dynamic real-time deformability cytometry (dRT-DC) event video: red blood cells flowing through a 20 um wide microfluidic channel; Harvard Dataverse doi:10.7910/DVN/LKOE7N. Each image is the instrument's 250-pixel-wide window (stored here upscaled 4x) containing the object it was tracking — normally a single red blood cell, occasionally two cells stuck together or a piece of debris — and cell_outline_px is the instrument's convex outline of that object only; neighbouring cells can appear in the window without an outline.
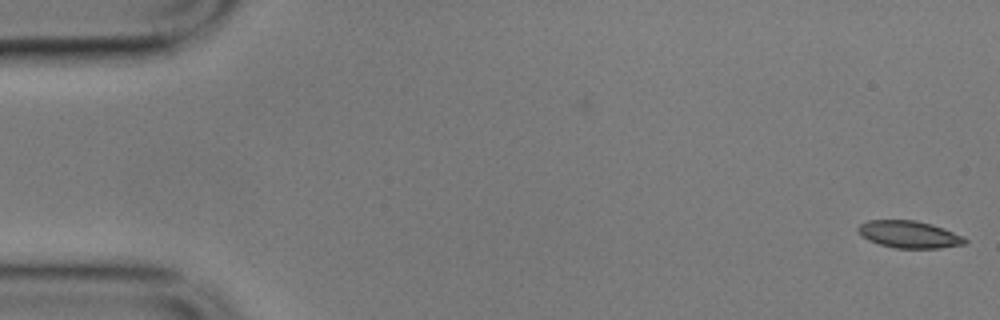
{"species": "common noctule bat (a hibernating species)", "species_latin": "Nyctalus noctula", "temperature_condition": "cold", "stored_images_in_passage": 57, "camera_frame_rate_fps": 3000, "um_per_image_px": 0.085, "animal": {"sex": "male", "body_mass_g": 17.9}, "frame": {"image": 1, "passage_image": 1, "time_ms": 0.0, "image_size_px": [1000, 320], "cell_outline_px": [[968, 240], [964, 244], [940, 248], [896, 248], [880, 244], [868, 240], [860, 236], [856, 228], [860, 224], [868, 220], [916, 220], [932, 224], [944, 228], [964, 236]], "centroid_in_image_um": [77.27, 19.92], "position_along_channel_um": 7.7, "area_um2": 17.05}}
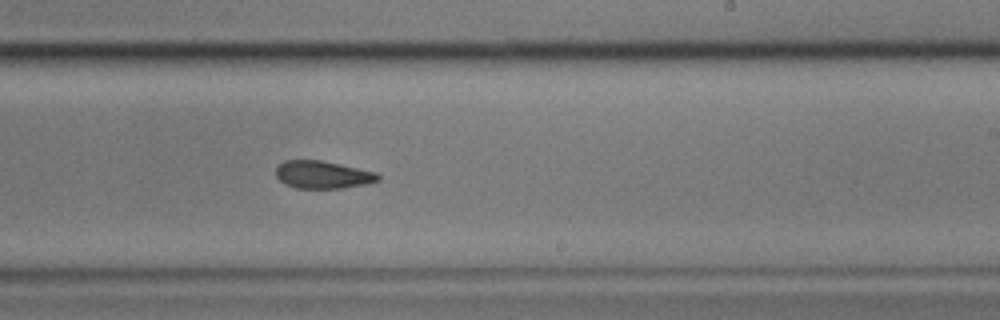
{"frame": {"image": 2, "passage_image": 34, "time_ms": 11.0, "image_size_px": [1000, 320], "cell_outline_px": [[380, 180], [368, 184], [340, 188], [296, 188], [284, 184], [276, 176], [276, 168], [284, 160], [320, 160], [340, 164], [376, 172], [380, 176]], "centroid_in_image_um": [27.43, 14.85], "position_along_channel_um": 261.6, "area_um2": 16.47}}
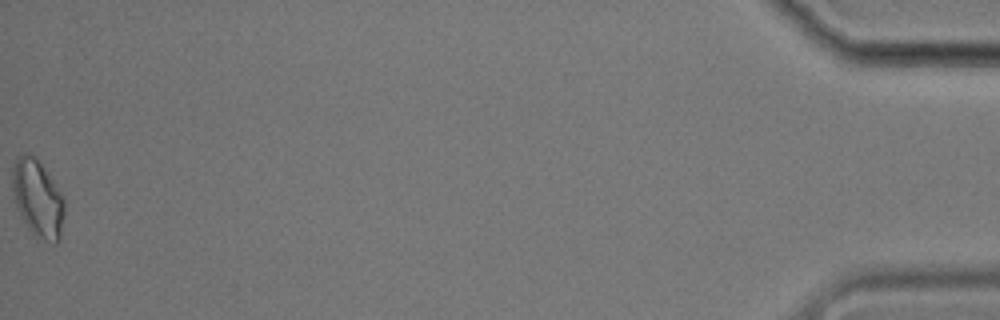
{"frame": {"image": 3, "passage_image": 57, "time_ms": 18.667, "image_size_px": [1000, 320], "cell_outline_px": [[64, 216], [60, 236], [56, 244], [36, 240], [28, 228], [16, 208], [12, 188], [12, 168], [16, 156], [24, 152], [36, 156], [48, 172], [64, 196]], "centroid_in_image_um": [3.2, 16.87], "position_along_channel_um": 432.0, "area_um2": 24.16}, "authors_computed_cell_mechanics": {"area_um2": 17.4556, "velocity_mm_per_s": 3.5075, "shape_relaxation_time_tau1_ms": null, "shape_relaxation_time_tau2_ms": 4.7607, "deformation_change_tau1": null, "deformation_change_tau2": 0.1049}}